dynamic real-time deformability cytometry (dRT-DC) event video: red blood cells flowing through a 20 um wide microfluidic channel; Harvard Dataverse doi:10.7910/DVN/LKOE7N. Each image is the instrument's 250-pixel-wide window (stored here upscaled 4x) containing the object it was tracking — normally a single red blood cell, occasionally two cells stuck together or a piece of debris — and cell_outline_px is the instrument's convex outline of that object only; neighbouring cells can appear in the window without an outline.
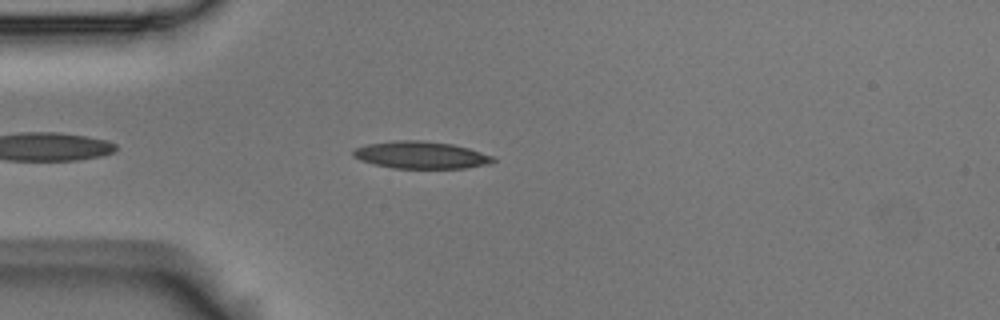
{"species": "Egyptian fruit bat (a non-hibernating species)", "species_latin": "Rousettus aegyptiacus", "temperature_condition": "room temperature", "stored_images_in_passage": 10, "camera_frame_rate_fps": 3000, "um_per_image_px": 0.085, "animal": {"sex": "male"}, "frame": {"image": 1, "passage_image": 5, "time_ms": 1.333, "image_size_px": [1000, 320], "cell_outline_px": [[496, 160], [488, 164], [468, 168], [392, 168], [360, 160], [352, 156], [352, 152], [356, 148], [368, 144], [392, 140], [424, 140], [452, 144], [468, 148], [492, 156]], "centroid_in_image_um": [35.77, 13.17], "position_along_channel_um": 49.2, "area_um2": 22.14}}
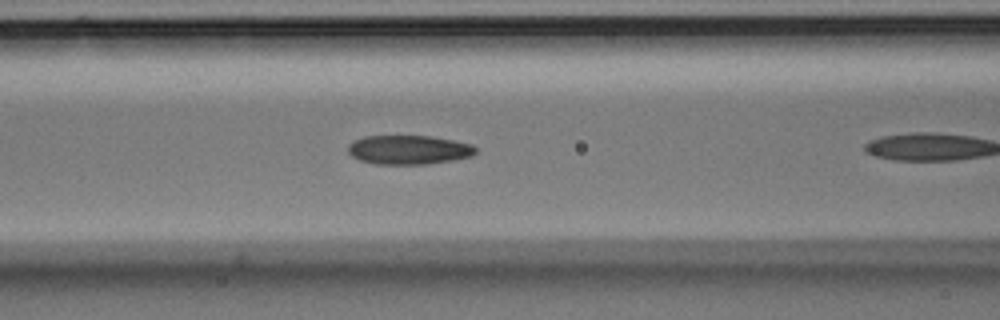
{"frame": {"image": 2, "passage_image": 9, "time_ms": 2.667, "image_size_px": [1000, 320], "cell_outline_px": [[476, 152], [472, 156], [452, 160], [428, 164], [376, 164], [360, 160], [352, 156], [348, 152], [348, 144], [364, 136], [432, 136], [472, 144], [476, 148]], "centroid_in_image_um": [34.75, 12.73], "position_along_channel_um": 131.9, "area_um2": 21.62}}